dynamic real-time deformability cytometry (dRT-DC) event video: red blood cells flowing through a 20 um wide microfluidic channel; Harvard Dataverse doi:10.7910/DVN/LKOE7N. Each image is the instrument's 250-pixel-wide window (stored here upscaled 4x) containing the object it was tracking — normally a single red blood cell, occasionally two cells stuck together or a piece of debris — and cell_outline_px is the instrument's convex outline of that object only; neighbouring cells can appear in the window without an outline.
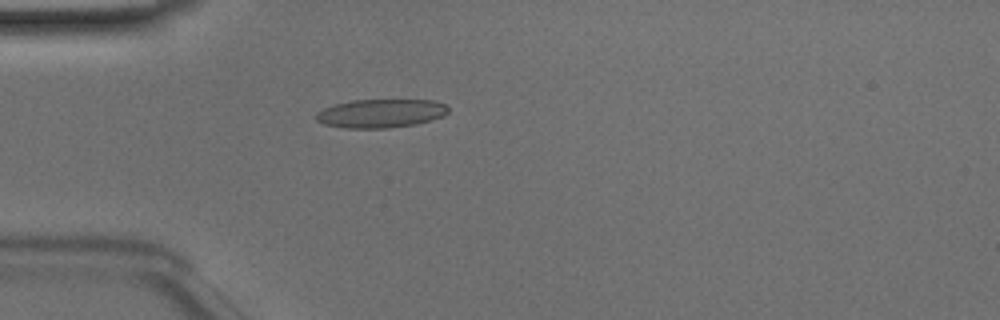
{"species": "Egyptian fruit bat (a non-hibernating species)", "species_latin": "Rousettus aegyptiacus", "temperature_condition": "room temperature", "stored_images_in_passage": 49, "camera_frame_rate_fps": 3000, "um_per_image_px": 0.085, "animal": {"sex": "male"}, "frame": {"image": 1, "passage_image": 14, "time_ms": 4.333, "image_size_px": [1000, 320], "cell_outline_px": [[448, 112], [444, 116], [432, 120], [416, 124], [388, 128], [344, 128], [324, 124], [316, 120], [316, 112], [324, 108], [336, 104], [352, 100], [436, 100], [444, 104], [448, 108]], "centroid_in_image_um": [32.38, 9.64], "position_along_channel_um": 52.6, "area_um2": 22.08}}
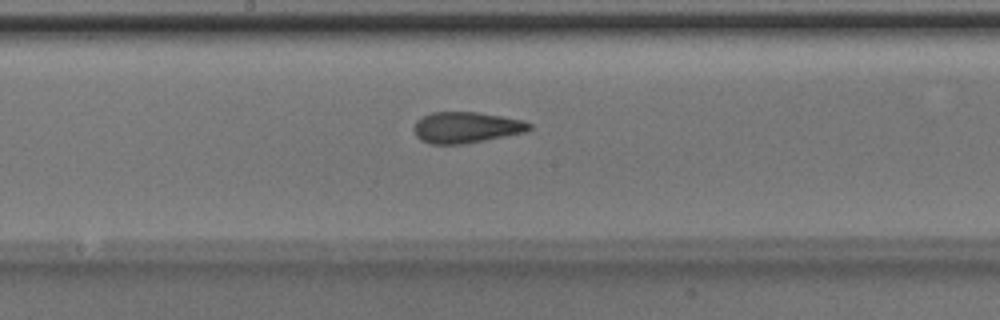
{"frame": {"image": 2, "passage_image": 26, "time_ms": 8.333, "image_size_px": [1000, 320], "cell_outline_px": [[532, 128], [528, 132], [464, 144], [432, 144], [420, 140], [416, 136], [412, 128], [416, 120], [432, 112], [476, 112], [524, 120], [532, 124]], "centroid_in_image_um": [39.63, 10.84], "position_along_channel_um": 208.6, "area_um2": 21.1}}
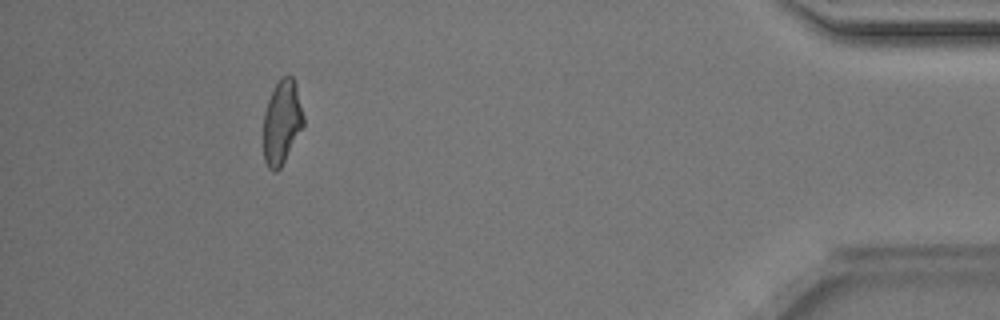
{"frame": {"image": 3, "passage_image": 45, "time_ms": 14.667, "image_size_px": [1000, 320], "cell_outline_px": [[304, 124], [280, 168], [276, 172], [272, 172], [268, 168], [264, 160], [264, 112], [268, 100], [280, 76], [292, 76], [296, 88], [304, 116]], "centroid_in_image_um": [23.94, 10.4], "position_along_channel_um": 411.3, "area_um2": 19.31}, "authors_computed_cell_mechanics": {"area_um2": 20.8658, "velocity_mm_per_s": 4.1175, "shape_relaxation_time_tau1_ms": null, "shape_relaxation_time_tau2_ms": 1.6091, "deformation_change_tau1": null, "deformation_change_tau2": 0.0844}}